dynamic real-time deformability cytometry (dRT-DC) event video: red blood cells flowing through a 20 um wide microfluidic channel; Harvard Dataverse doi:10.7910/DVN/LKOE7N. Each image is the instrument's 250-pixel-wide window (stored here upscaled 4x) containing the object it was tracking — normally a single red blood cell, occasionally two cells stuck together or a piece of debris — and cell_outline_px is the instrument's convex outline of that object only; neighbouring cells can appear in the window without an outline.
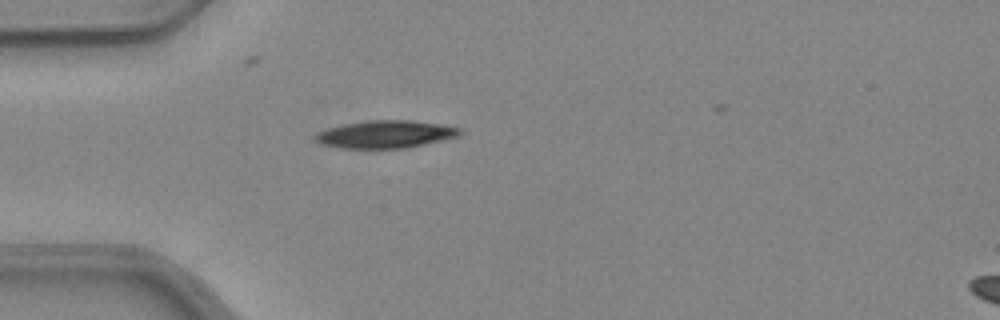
{"species": "common noctule bat (a hibernating species)", "species_latin": "Nyctalus noctula", "temperature_condition": "warm", "stored_images_in_passage": 20, "camera_frame_rate_fps": 3000, "um_per_image_px": 0.085, "animal": {"sex": "female", "body_mass_g": 24.6, "forearm_length_mm": 56.2}, "frame": {"image": 1, "passage_image": 1, "time_ms": 0.0, "image_size_px": [1000, 320], "cell_outline_px": [[464, 132], [460, 136], [408, 148], [344, 148], [320, 144], [312, 140], [312, 136], [316, 132], [328, 128], [344, 124], [368, 120], [412, 120], [440, 124], [464, 128]], "centroid_in_image_um": [32.78, 11.41], "position_along_channel_um": 52.2, "area_um2": 23.64}}
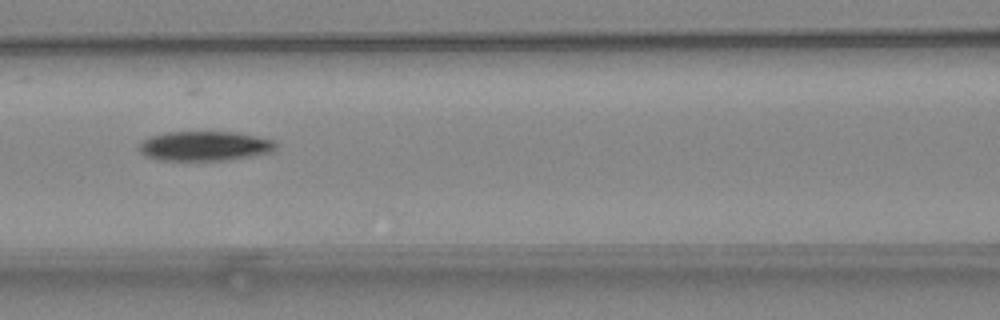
{"frame": {"image": 2, "passage_image": 9, "time_ms": 2.667, "image_size_px": [1000, 320], "cell_outline_px": [[276, 148], [268, 152], [228, 160], [156, 160], [144, 156], [140, 152], [140, 144], [144, 140], [152, 136], [168, 132], [232, 132], [272, 140], [276, 144]], "centroid_in_image_um": [17.33, 12.42], "position_along_channel_um": 149.3, "area_um2": 23.12}}
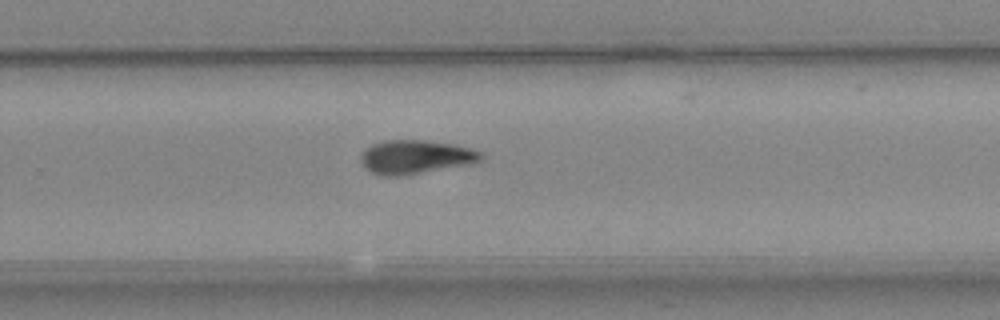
{"frame": {"image": 3, "passage_image": 20, "time_ms": 6.333, "image_size_px": [1000, 320], "cell_outline_px": [[484, 160], [472, 164], [400, 176], [380, 176], [364, 168], [360, 160], [360, 156], [372, 144], [384, 140], [424, 140], [456, 144], [472, 148], [480, 152], [484, 156]], "centroid_in_image_um": [35.36, 13.34], "position_along_channel_um": 294.4, "area_um2": 23.93}}